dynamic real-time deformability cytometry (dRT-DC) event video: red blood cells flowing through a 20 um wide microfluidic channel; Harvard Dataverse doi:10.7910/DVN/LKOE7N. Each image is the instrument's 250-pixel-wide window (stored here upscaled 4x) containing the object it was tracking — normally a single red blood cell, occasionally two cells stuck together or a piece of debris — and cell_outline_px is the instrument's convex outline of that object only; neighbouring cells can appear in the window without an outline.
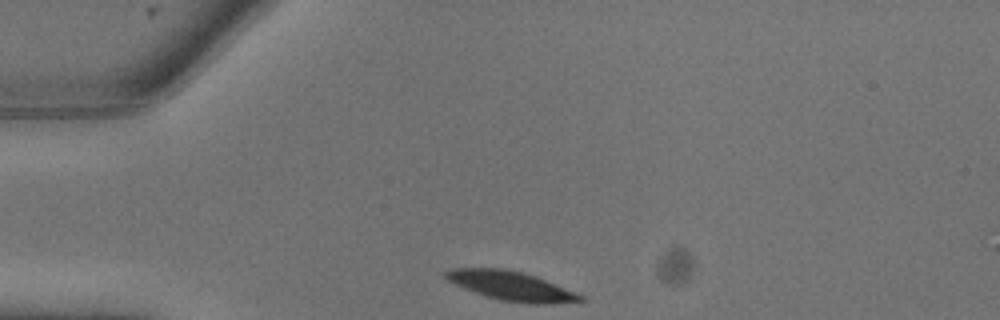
{"species": "common noctule bat (a hibernating species)", "species_latin": "Nyctalus noctula", "temperature_condition": "warm", "stored_images_in_passage": 4, "camera_frame_rate_fps": 3000, "um_per_image_px": 0.085, "animal": {"sex": "male", "body_mass_g": 13.3}, "frame": {"image": 1, "passage_image": 1, "time_ms": 0.0, "image_size_px": [1000, 320], "cell_outline_px": [[588, 300], [552, 304], [536, 304], [500, 300], [464, 288], [448, 280], [444, 276], [444, 272], [452, 268], [504, 268], [536, 276], [584, 296]], "centroid_in_image_um": [43.47, 24.3], "position_along_channel_um": 41.5, "area_um2": 22.6}}
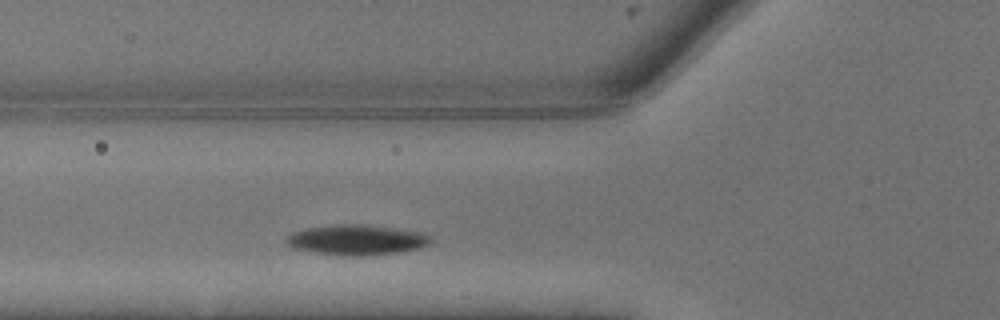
{"frame": {"image": 2, "passage_image": 4, "time_ms": 1.0, "image_size_px": [1000, 320], "cell_outline_px": [[432, 240], [428, 244], [416, 248], [400, 252], [364, 256], [340, 256], [292, 248], [284, 244], [284, 240], [288, 236], [296, 232], [308, 228], [344, 224], [360, 224], [388, 228], [412, 232], [428, 236]], "centroid_in_image_um": [30.21, 20.42], "position_along_channel_um": 95.6, "area_um2": 24.74}}